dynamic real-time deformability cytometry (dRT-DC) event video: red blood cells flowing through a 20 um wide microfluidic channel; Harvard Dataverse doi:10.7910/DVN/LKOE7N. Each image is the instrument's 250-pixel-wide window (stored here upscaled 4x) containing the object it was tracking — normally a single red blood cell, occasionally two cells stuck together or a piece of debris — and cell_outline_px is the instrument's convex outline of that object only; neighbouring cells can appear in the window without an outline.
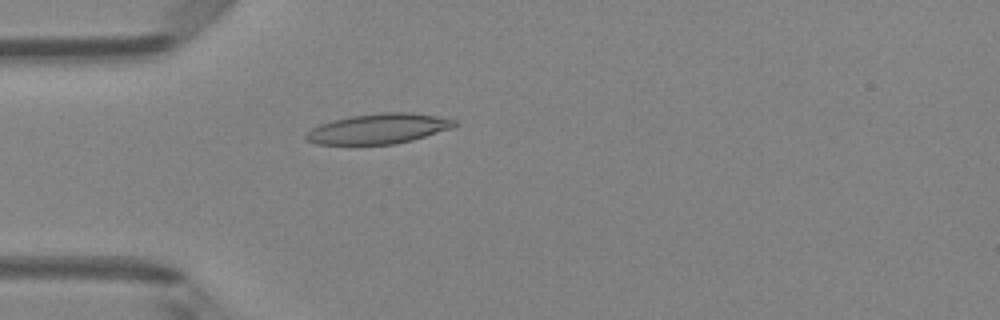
{"species": "Egyptian fruit bat (a non-hibernating species)", "species_latin": "Rousettus aegyptiacus", "temperature_condition": "room temperature", "stored_images_in_passage": 4, "camera_frame_rate_fps": 3000, "um_per_image_px": 0.085, "animal": {"sex": "female"}, "frame": {"image": 1, "passage_image": 4, "time_ms": 1.0, "image_size_px": [1000, 320], "cell_outline_px": [[456, 124], [452, 128], [412, 140], [392, 144], [316, 144], [308, 140], [304, 136], [312, 128], [320, 124], [332, 120], [352, 116], [380, 112], [408, 112], [436, 116], [456, 120]], "centroid_in_image_um": [32.17, 10.93], "position_along_channel_um": 52.8, "area_um2": 25.78}}